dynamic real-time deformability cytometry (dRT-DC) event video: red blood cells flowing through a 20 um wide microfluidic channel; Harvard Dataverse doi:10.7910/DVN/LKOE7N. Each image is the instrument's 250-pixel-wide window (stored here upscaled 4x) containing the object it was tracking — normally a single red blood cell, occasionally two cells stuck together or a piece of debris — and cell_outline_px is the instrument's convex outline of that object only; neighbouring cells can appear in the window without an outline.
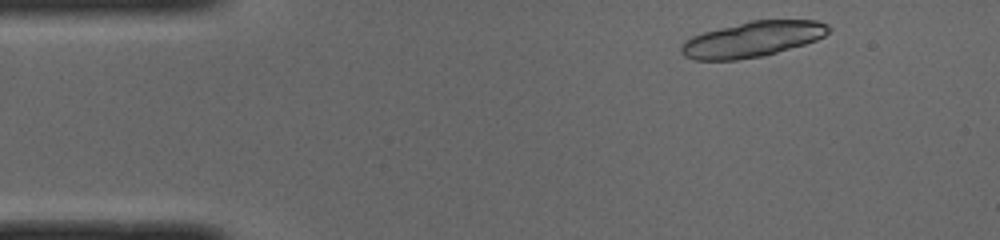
{"species": "common noctule bat (a hibernating species)", "species_latin": "Nyctalus noctula", "temperature_condition": "cold", "stored_images_in_passage": 45, "segment_of_instrument_passage": [1, 2], "camera_frame_rate_fps": 3000, "um_per_image_px": 0.085, "animal": {"sex": "male", "body_mass_g": 19.0, "forearm_length_mm": 50.8}, "frame": {"image": 1, "passage_image": 2, "time_ms": 0.333, "image_size_px": [1000, 240], "cell_outline_px": [[832, 28], [824, 36], [816, 40], [804, 44], [764, 56], [736, 60], [696, 60], [684, 56], [680, 52], [680, 48], [684, 40], [692, 36], [704, 32], [752, 20], [816, 20], [828, 24]], "centroid_in_image_um": [63.96, 3.34], "position_along_channel_um": 21.0, "area_um2": 30.46}}